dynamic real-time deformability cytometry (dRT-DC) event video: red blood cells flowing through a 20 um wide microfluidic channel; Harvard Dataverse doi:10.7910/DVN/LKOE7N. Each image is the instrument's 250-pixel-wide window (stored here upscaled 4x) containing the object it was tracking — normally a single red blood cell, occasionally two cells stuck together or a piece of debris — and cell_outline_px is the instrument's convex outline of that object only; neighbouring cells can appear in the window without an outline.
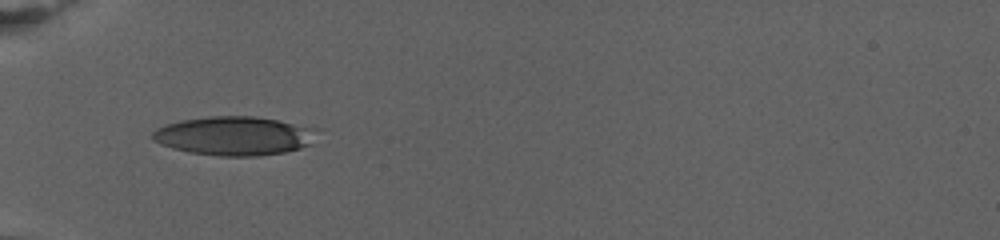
{"species": "human", "species_latin": "Homo sapiens", "temperature_condition": "warm", "stored_images_in_passage": 75, "camera_frame_rate_fps": 3000, "um_per_image_px": 0.085, "donor": {"sex": "female"}, "frame": {"image": 1, "passage_image": 1, "time_ms": 0.0, "image_size_px": [1000, 240], "cell_outline_px": [[320, 128], [312, 144], [300, 148], [284, 152], [256, 156], [220, 156], [188, 152], [172, 148], [160, 144], [152, 136], [152, 132], [156, 128], [180, 120], [208, 116], [252, 116], [276, 120]], "centroid_in_image_um": [19.96, 11.55], "position_along_channel_um": 65.0, "area_um2": 37.4}}
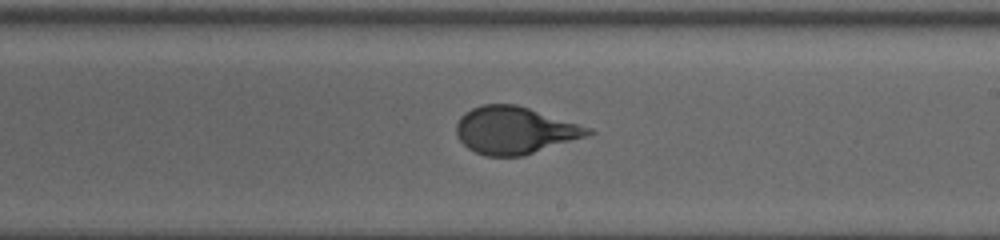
{"frame": {"image": 2, "passage_image": 33, "time_ms": 7.0, "image_size_px": [1000, 240], "cell_outline_px": [[596, 132], [524, 156], [484, 156], [468, 148], [456, 136], [456, 124], [460, 116], [464, 112], [472, 108], [484, 104], [516, 104], [592, 128]], "centroid_in_image_um": [43.71, 11.07], "position_along_channel_um": 245.3, "area_um2": 36.07}}
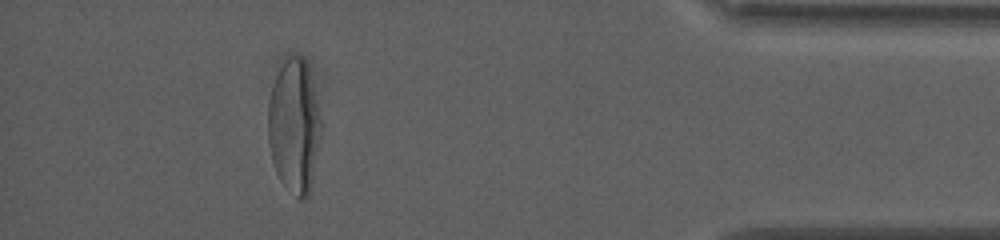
{"frame": {"image": 3, "passage_image": 65, "time_ms": 14.667, "image_size_px": [1000, 240], "cell_outline_px": [[324, 128], [308, 196], [300, 200], [280, 180], [276, 172], [272, 160], [268, 140], [268, 104], [272, 84], [280, 68], [292, 56], [304, 56], [308, 68], [324, 124]], "centroid_in_image_um": [25.04, 10.73], "position_along_channel_um": 410.2, "area_um2": 41.62}, "authors_computed_cell_mechanics": {"area_um2": 36.992, "velocity_mm_per_s": 2.6799, "shape_relaxation_time_tau1_ms": 6.2674, "shape_relaxation_time_tau2_ms": null, "deformation_change_tau1": 0.2431, "deformation_change_tau2": null}}